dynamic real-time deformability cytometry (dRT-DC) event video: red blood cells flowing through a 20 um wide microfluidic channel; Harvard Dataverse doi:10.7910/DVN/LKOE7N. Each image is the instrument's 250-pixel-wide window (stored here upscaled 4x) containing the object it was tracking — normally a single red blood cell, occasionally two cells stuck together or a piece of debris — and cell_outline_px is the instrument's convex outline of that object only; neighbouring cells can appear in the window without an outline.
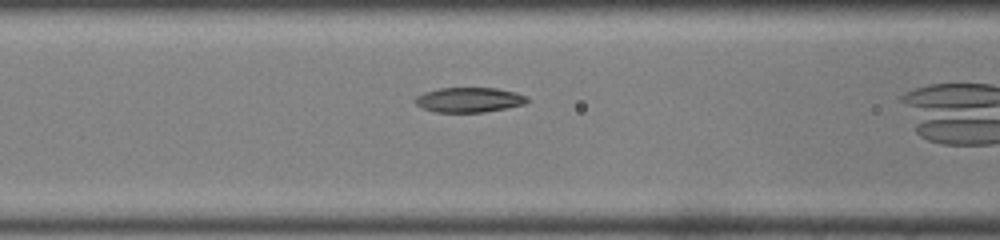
{"species": "common noctule bat (a hibernating species)", "species_latin": "Nyctalus noctula", "temperature_condition": "room temperature", "stored_images_in_passage": 22, "camera_frame_rate_fps": 3000, "um_per_image_px": 0.085, "animal": {"sex": "male", "body_mass_g": 19.0, "forearm_length_mm": 50.8}, "frame": {"image": 1, "passage_image": 3, "time_ms": 0.667, "image_size_px": [1000, 240], "cell_outline_px": [[528, 100], [524, 104], [484, 112], [436, 112], [424, 108], [416, 104], [416, 96], [424, 92], [440, 88], [496, 88], [516, 92], [528, 96]], "centroid_in_image_um": [39.89, 8.48], "position_along_channel_um": 126.7, "area_um2": 16.07}}
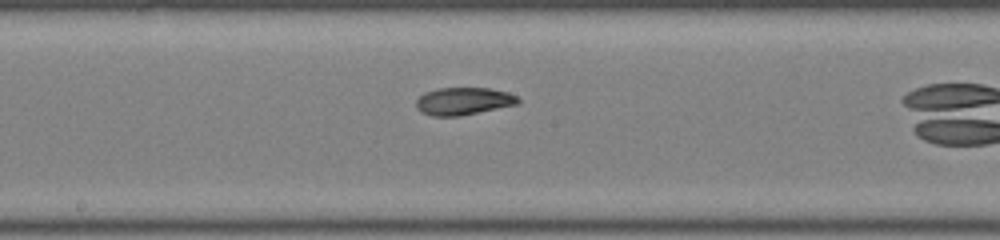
{"frame": {"image": 2, "passage_image": 9, "time_ms": 2.667, "image_size_px": [1000, 240], "cell_outline_px": [[520, 100], [516, 104], [460, 116], [432, 116], [416, 108], [416, 100], [424, 92], [440, 88], [488, 88], [508, 92], [516, 96]], "centroid_in_image_um": [39.37, 8.59], "position_along_channel_um": 208.8, "area_um2": 16.13}}
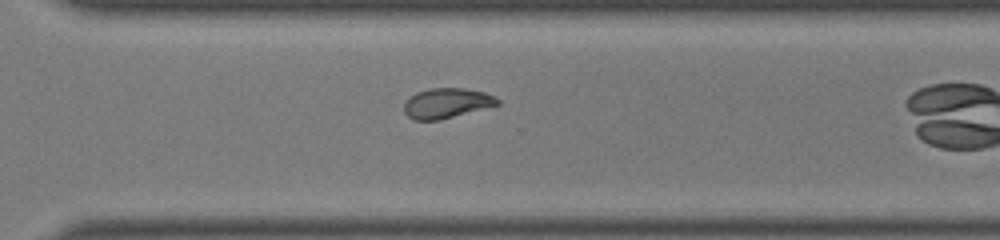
{"frame": {"image": 3, "passage_image": 18, "time_ms": 5.667, "image_size_px": [1000, 240], "cell_outline_px": [[500, 104], [440, 120], [412, 120], [404, 112], [404, 104], [416, 92], [432, 88], [464, 88], [484, 92], [500, 100]], "centroid_in_image_um": [37.96, 8.77], "position_along_channel_um": 332.6, "area_um2": 16.18}}